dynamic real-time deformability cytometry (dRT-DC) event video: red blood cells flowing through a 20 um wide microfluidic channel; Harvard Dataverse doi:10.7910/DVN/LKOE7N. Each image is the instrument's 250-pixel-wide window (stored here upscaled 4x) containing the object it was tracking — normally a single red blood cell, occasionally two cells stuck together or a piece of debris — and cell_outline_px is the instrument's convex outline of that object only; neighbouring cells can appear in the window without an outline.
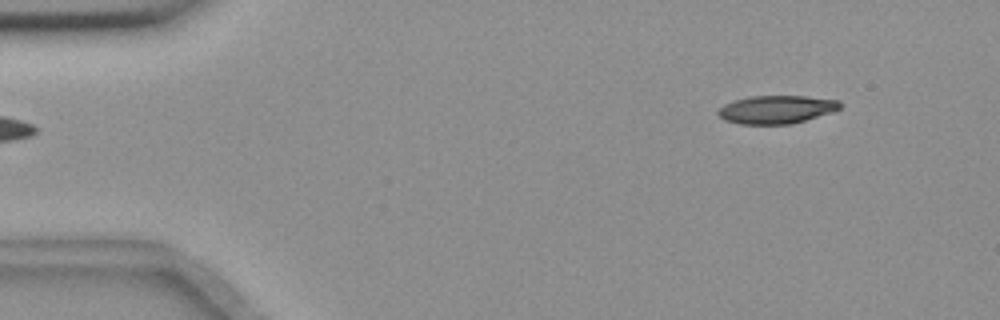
{"species": "common noctule bat (a hibernating species)", "species_latin": "Nyctalus noctula", "temperature_condition": "room temperature", "stored_images_in_passage": 5, "segment_of_instrument_passage": [2, 2], "camera_frame_rate_fps": 3000, "um_per_image_px": 0.085, "animal": {"sex": "female", "body_mass_g": 18.4}, "frame": {"image": 1, "passage_image": 5, "time_ms": 4.667, "image_size_px": [1000, 320], "cell_outline_px": [[840, 108], [832, 112], [792, 124], [740, 124], [724, 120], [716, 112], [724, 104], [732, 100], [748, 96], [804, 96], [840, 100]], "centroid_in_image_um": [65.97, 9.3], "position_along_channel_um": 19.0, "area_um2": 20.06}}